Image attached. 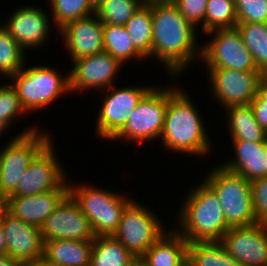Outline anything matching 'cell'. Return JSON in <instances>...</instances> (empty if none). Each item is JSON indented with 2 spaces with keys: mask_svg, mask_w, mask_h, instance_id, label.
Here are the masks:
<instances>
[{
  "mask_svg": "<svg viewBox=\"0 0 267 266\" xmlns=\"http://www.w3.org/2000/svg\"><path fill=\"white\" fill-rule=\"evenodd\" d=\"M152 54L173 79L183 76L189 65L201 59L196 29L172 0H152ZM194 61V62H193Z\"/></svg>",
  "mask_w": 267,
  "mask_h": 266,
  "instance_id": "6da1fadb",
  "label": "cell"
},
{
  "mask_svg": "<svg viewBox=\"0 0 267 266\" xmlns=\"http://www.w3.org/2000/svg\"><path fill=\"white\" fill-rule=\"evenodd\" d=\"M187 93L189 92L179 88L168 99L161 144L174 154L178 152L187 156L204 157L212 150V143L203 116Z\"/></svg>",
  "mask_w": 267,
  "mask_h": 266,
  "instance_id": "7a4b0ae2",
  "label": "cell"
},
{
  "mask_svg": "<svg viewBox=\"0 0 267 266\" xmlns=\"http://www.w3.org/2000/svg\"><path fill=\"white\" fill-rule=\"evenodd\" d=\"M192 189L180 204L174 229L188 243L220 241L230 227L218 196L204 181Z\"/></svg>",
  "mask_w": 267,
  "mask_h": 266,
  "instance_id": "3957f363",
  "label": "cell"
},
{
  "mask_svg": "<svg viewBox=\"0 0 267 266\" xmlns=\"http://www.w3.org/2000/svg\"><path fill=\"white\" fill-rule=\"evenodd\" d=\"M7 80H10L16 89L20 103L27 114H31L32 111H42L55 103L57 98L71 93L69 74L61 75L54 67L44 64L28 68L24 66Z\"/></svg>",
  "mask_w": 267,
  "mask_h": 266,
  "instance_id": "277c9868",
  "label": "cell"
},
{
  "mask_svg": "<svg viewBox=\"0 0 267 266\" xmlns=\"http://www.w3.org/2000/svg\"><path fill=\"white\" fill-rule=\"evenodd\" d=\"M69 183V195L90 220L96 236H111L118 227L122 213L133 200L115 190Z\"/></svg>",
  "mask_w": 267,
  "mask_h": 266,
  "instance_id": "5b68a950",
  "label": "cell"
},
{
  "mask_svg": "<svg viewBox=\"0 0 267 266\" xmlns=\"http://www.w3.org/2000/svg\"><path fill=\"white\" fill-rule=\"evenodd\" d=\"M203 179L218 196L230 228L256 223L250 181L226 170L220 164L211 168Z\"/></svg>",
  "mask_w": 267,
  "mask_h": 266,
  "instance_id": "8992f818",
  "label": "cell"
},
{
  "mask_svg": "<svg viewBox=\"0 0 267 266\" xmlns=\"http://www.w3.org/2000/svg\"><path fill=\"white\" fill-rule=\"evenodd\" d=\"M152 87L134 108L124 128L112 139L141 144L160 139L168 99L179 89L176 86Z\"/></svg>",
  "mask_w": 267,
  "mask_h": 266,
  "instance_id": "52a82bcc",
  "label": "cell"
},
{
  "mask_svg": "<svg viewBox=\"0 0 267 266\" xmlns=\"http://www.w3.org/2000/svg\"><path fill=\"white\" fill-rule=\"evenodd\" d=\"M50 136L28 126L0 149V195L8 197L16 190L31 161L53 140Z\"/></svg>",
  "mask_w": 267,
  "mask_h": 266,
  "instance_id": "ba28073f",
  "label": "cell"
},
{
  "mask_svg": "<svg viewBox=\"0 0 267 266\" xmlns=\"http://www.w3.org/2000/svg\"><path fill=\"white\" fill-rule=\"evenodd\" d=\"M150 210L133 199L124 209L119 227L113 234L136 258L141 257L168 231L157 215Z\"/></svg>",
  "mask_w": 267,
  "mask_h": 266,
  "instance_id": "9c48e42d",
  "label": "cell"
},
{
  "mask_svg": "<svg viewBox=\"0 0 267 266\" xmlns=\"http://www.w3.org/2000/svg\"><path fill=\"white\" fill-rule=\"evenodd\" d=\"M205 35L212 36L206 44L201 45V61L206 69L259 71L236 27L215 29Z\"/></svg>",
  "mask_w": 267,
  "mask_h": 266,
  "instance_id": "30bf717a",
  "label": "cell"
},
{
  "mask_svg": "<svg viewBox=\"0 0 267 266\" xmlns=\"http://www.w3.org/2000/svg\"><path fill=\"white\" fill-rule=\"evenodd\" d=\"M153 86H127L118 88L116 85L111 86L100 93L102 104L96 118V134L99 138L112 139L124 128L127 119L133 113L134 108L138 105L143 96Z\"/></svg>",
  "mask_w": 267,
  "mask_h": 266,
  "instance_id": "8fae6325",
  "label": "cell"
},
{
  "mask_svg": "<svg viewBox=\"0 0 267 266\" xmlns=\"http://www.w3.org/2000/svg\"><path fill=\"white\" fill-rule=\"evenodd\" d=\"M211 93L226 109L233 105H247L257 96L260 71H237L232 69H207Z\"/></svg>",
  "mask_w": 267,
  "mask_h": 266,
  "instance_id": "7c38bea8",
  "label": "cell"
},
{
  "mask_svg": "<svg viewBox=\"0 0 267 266\" xmlns=\"http://www.w3.org/2000/svg\"><path fill=\"white\" fill-rule=\"evenodd\" d=\"M52 140L34 157L10 196H32L58 189L67 179Z\"/></svg>",
  "mask_w": 267,
  "mask_h": 266,
  "instance_id": "4fadbf2b",
  "label": "cell"
},
{
  "mask_svg": "<svg viewBox=\"0 0 267 266\" xmlns=\"http://www.w3.org/2000/svg\"><path fill=\"white\" fill-rule=\"evenodd\" d=\"M73 64L68 72L71 93L87 92L90 89L104 91L115 85V78L118 79L115 76L124 67L106 51L79 58Z\"/></svg>",
  "mask_w": 267,
  "mask_h": 266,
  "instance_id": "5bb4252c",
  "label": "cell"
},
{
  "mask_svg": "<svg viewBox=\"0 0 267 266\" xmlns=\"http://www.w3.org/2000/svg\"><path fill=\"white\" fill-rule=\"evenodd\" d=\"M40 232L43 243L57 239L93 241L96 237L90 220L69 194L47 217Z\"/></svg>",
  "mask_w": 267,
  "mask_h": 266,
  "instance_id": "9a60e30c",
  "label": "cell"
},
{
  "mask_svg": "<svg viewBox=\"0 0 267 266\" xmlns=\"http://www.w3.org/2000/svg\"><path fill=\"white\" fill-rule=\"evenodd\" d=\"M219 242L241 266H267V225L232 227Z\"/></svg>",
  "mask_w": 267,
  "mask_h": 266,
  "instance_id": "2e32d148",
  "label": "cell"
},
{
  "mask_svg": "<svg viewBox=\"0 0 267 266\" xmlns=\"http://www.w3.org/2000/svg\"><path fill=\"white\" fill-rule=\"evenodd\" d=\"M33 6L21 5L17 10L12 11V14L10 13L6 23H2V26L26 52L29 48L37 49L45 45L52 32L50 31L52 19H49L48 12L43 11L39 6Z\"/></svg>",
  "mask_w": 267,
  "mask_h": 266,
  "instance_id": "e0dca14e",
  "label": "cell"
},
{
  "mask_svg": "<svg viewBox=\"0 0 267 266\" xmlns=\"http://www.w3.org/2000/svg\"><path fill=\"white\" fill-rule=\"evenodd\" d=\"M7 254L22 265L43 258L44 243L40 228L6 213L1 222Z\"/></svg>",
  "mask_w": 267,
  "mask_h": 266,
  "instance_id": "ac0fdd59",
  "label": "cell"
},
{
  "mask_svg": "<svg viewBox=\"0 0 267 266\" xmlns=\"http://www.w3.org/2000/svg\"><path fill=\"white\" fill-rule=\"evenodd\" d=\"M103 27L94 13L71 21L59 30L72 61L104 51Z\"/></svg>",
  "mask_w": 267,
  "mask_h": 266,
  "instance_id": "d6986e66",
  "label": "cell"
},
{
  "mask_svg": "<svg viewBox=\"0 0 267 266\" xmlns=\"http://www.w3.org/2000/svg\"><path fill=\"white\" fill-rule=\"evenodd\" d=\"M69 194L66 180L58 189L32 196H8L7 210L12 216L38 228Z\"/></svg>",
  "mask_w": 267,
  "mask_h": 266,
  "instance_id": "ffe728a7",
  "label": "cell"
},
{
  "mask_svg": "<svg viewBox=\"0 0 267 266\" xmlns=\"http://www.w3.org/2000/svg\"><path fill=\"white\" fill-rule=\"evenodd\" d=\"M230 141L235 158L221 163L223 168L243 176L248 181L267 177V142Z\"/></svg>",
  "mask_w": 267,
  "mask_h": 266,
  "instance_id": "44dd1931",
  "label": "cell"
},
{
  "mask_svg": "<svg viewBox=\"0 0 267 266\" xmlns=\"http://www.w3.org/2000/svg\"><path fill=\"white\" fill-rule=\"evenodd\" d=\"M188 242L173 228L166 231L142 256L148 266H184Z\"/></svg>",
  "mask_w": 267,
  "mask_h": 266,
  "instance_id": "7402d4cb",
  "label": "cell"
},
{
  "mask_svg": "<svg viewBox=\"0 0 267 266\" xmlns=\"http://www.w3.org/2000/svg\"><path fill=\"white\" fill-rule=\"evenodd\" d=\"M93 241L57 239L44 242L43 258L57 266H90Z\"/></svg>",
  "mask_w": 267,
  "mask_h": 266,
  "instance_id": "603a6c76",
  "label": "cell"
},
{
  "mask_svg": "<svg viewBox=\"0 0 267 266\" xmlns=\"http://www.w3.org/2000/svg\"><path fill=\"white\" fill-rule=\"evenodd\" d=\"M224 111L230 140L267 142V132L258 124L250 104L229 106Z\"/></svg>",
  "mask_w": 267,
  "mask_h": 266,
  "instance_id": "cb8c5ba5",
  "label": "cell"
},
{
  "mask_svg": "<svg viewBox=\"0 0 267 266\" xmlns=\"http://www.w3.org/2000/svg\"><path fill=\"white\" fill-rule=\"evenodd\" d=\"M135 258L113 235L93 239L90 266H130Z\"/></svg>",
  "mask_w": 267,
  "mask_h": 266,
  "instance_id": "d4e9b609",
  "label": "cell"
},
{
  "mask_svg": "<svg viewBox=\"0 0 267 266\" xmlns=\"http://www.w3.org/2000/svg\"><path fill=\"white\" fill-rule=\"evenodd\" d=\"M104 51L118 60L122 65L126 61L146 60L135 48L129 33L123 25L104 24L103 27ZM137 58V59H136Z\"/></svg>",
  "mask_w": 267,
  "mask_h": 266,
  "instance_id": "484cf974",
  "label": "cell"
},
{
  "mask_svg": "<svg viewBox=\"0 0 267 266\" xmlns=\"http://www.w3.org/2000/svg\"><path fill=\"white\" fill-rule=\"evenodd\" d=\"M152 23V0H149L124 25L135 48L146 59L152 54Z\"/></svg>",
  "mask_w": 267,
  "mask_h": 266,
  "instance_id": "4316f807",
  "label": "cell"
},
{
  "mask_svg": "<svg viewBox=\"0 0 267 266\" xmlns=\"http://www.w3.org/2000/svg\"><path fill=\"white\" fill-rule=\"evenodd\" d=\"M187 262L190 266H241L219 241L189 243Z\"/></svg>",
  "mask_w": 267,
  "mask_h": 266,
  "instance_id": "83f0119b",
  "label": "cell"
},
{
  "mask_svg": "<svg viewBox=\"0 0 267 266\" xmlns=\"http://www.w3.org/2000/svg\"><path fill=\"white\" fill-rule=\"evenodd\" d=\"M236 28L251 52L256 68L267 76V23H237Z\"/></svg>",
  "mask_w": 267,
  "mask_h": 266,
  "instance_id": "f1b7e54d",
  "label": "cell"
},
{
  "mask_svg": "<svg viewBox=\"0 0 267 266\" xmlns=\"http://www.w3.org/2000/svg\"><path fill=\"white\" fill-rule=\"evenodd\" d=\"M26 52L10 33L0 25V73L10 78L26 64Z\"/></svg>",
  "mask_w": 267,
  "mask_h": 266,
  "instance_id": "f546056e",
  "label": "cell"
},
{
  "mask_svg": "<svg viewBox=\"0 0 267 266\" xmlns=\"http://www.w3.org/2000/svg\"><path fill=\"white\" fill-rule=\"evenodd\" d=\"M52 23L58 31L66 24L95 13L90 0H48Z\"/></svg>",
  "mask_w": 267,
  "mask_h": 266,
  "instance_id": "4dcf8cb0",
  "label": "cell"
},
{
  "mask_svg": "<svg viewBox=\"0 0 267 266\" xmlns=\"http://www.w3.org/2000/svg\"><path fill=\"white\" fill-rule=\"evenodd\" d=\"M146 0H105L95 9L103 24L125 25Z\"/></svg>",
  "mask_w": 267,
  "mask_h": 266,
  "instance_id": "1f68e13d",
  "label": "cell"
},
{
  "mask_svg": "<svg viewBox=\"0 0 267 266\" xmlns=\"http://www.w3.org/2000/svg\"><path fill=\"white\" fill-rule=\"evenodd\" d=\"M235 0H208L205 11V33L215 29L235 28Z\"/></svg>",
  "mask_w": 267,
  "mask_h": 266,
  "instance_id": "d6a6232c",
  "label": "cell"
},
{
  "mask_svg": "<svg viewBox=\"0 0 267 266\" xmlns=\"http://www.w3.org/2000/svg\"><path fill=\"white\" fill-rule=\"evenodd\" d=\"M27 114L20 103L16 89L11 83L0 86V121L8 128L13 120L19 116Z\"/></svg>",
  "mask_w": 267,
  "mask_h": 266,
  "instance_id": "836d02e7",
  "label": "cell"
},
{
  "mask_svg": "<svg viewBox=\"0 0 267 266\" xmlns=\"http://www.w3.org/2000/svg\"><path fill=\"white\" fill-rule=\"evenodd\" d=\"M237 23H267V0H235Z\"/></svg>",
  "mask_w": 267,
  "mask_h": 266,
  "instance_id": "e575fe53",
  "label": "cell"
},
{
  "mask_svg": "<svg viewBox=\"0 0 267 266\" xmlns=\"http://www.w3.org/2000/svg\"><path fill=\"white\" fill-rule=\"evenodd\" d=\"M178 7L181 15L195 28L201 26L205 34V11L208 0H172ZM198 24V25H197Z\"/></svg>",
  "mask_w": 267,
  "mask_h": 266,
  "instance_id": "d590c367",
  "label": "cell"
},
{
  "mask_svg": "<svg viewBox=\"0 0 267 266\" xmlns=\"http://www.w3.org/2000/svg\"><path fill=\"white\" fill-rule=\"evenodd\" d=\"M256 223L267 225V177L250 181Z\"/></svg>",
  "mask_w": 267,
  "mask_h": 266,
  "instance_id": "8d00e7d4",
  "label": "cell"
},
{
  "mask_svg": "<svg viewBox=\"0 0 267 266\" xmlns=\"http://www.w3.org/2000/svg\"><path fill=\"white\" fill-rule=\"evenodd\" d=\"M258 124L267 132V105L258 96L250 103Z\"/></svg>",
  "mask_w": 267,
  "mask_h": 266,
  "instance_id": "74e56055",
  "label": "cell"
},
{
  "mask_svg": "<svg viewBox=\"0 0 267 266\" xmlns=\"http://www.w3.org/2000/svg\"><path fill=\"white\" fill-rule=\"evenodd\" d=\"M257 96L265 102V105H267V76H264L259 83L258 90H257Z\"/></svg>",
  "mask_w": 267,
  "mask_h": 266,
  "instance_id": "f35d334b",
  "label": "cell"
},
{
  "mask_svg": "<svg viewBox=\"0 0 267 266\" xmlns=\"http://www.w3.org/2000/svg\"><path fill=\"white\" fill-rule=\"evenodd\" d=\"M0 266H23L19 261L8 254L0 256Z\"/></svg>",
  "mask_w": 267,
  "mask_h": 266,
  "instance_id": "ab89813d",
  "label": "cell"
},
{
  "mask_svg": "<svg viewBox=\"0 0 267 266\" xmlns=\"http://www.w3.org/2000/svg\"><path fill=\"white\" fill-rule=\"evenodd\" d=\"M7 254V244L5 240V234L0 224V256Z\"/></svg>",
  "mask_w": 267,
  "mask_h": 266,
  "instance_id": "60d3db41",
  "label": "cell"
},
{
  "mask_svg": "<svg viewBox=\"0 0 267 266\" xmlns=\"http://www.w3.org/2000/svg\"><path fill=\"white\" fill-rule=\"evenodd\" d=\"M7 212V197L0 195V224Z\"/></svg>",
  "mask_w": 267,
  "mask_h": 266,
  "instance_id": "b9f144b4",
  "label": "cell"
},
{
  "mask_svg": "<svg viewBox=\"0 0 267 266\" xmlns=\"http://www.w3.org/2000/svg\"><path fill=\"white\" fill-rule=\"evenodd\" d=\"M23 266H57L47 262L44 258L38 259L34 262L24 264Z\"/></svg>",
  "mask_w": 267,
  "mask_h": 266,
  "instance_id": "7bdbcfd3",
  "label": "cell"
},
{
  "mask_svg": "<svg viewBox=\"0 0 267 266\" xmlns=\"http://www.w3.org/2000/svg\"><path fill=\"white\" fill-rule=\"evenodd\" d=\"M130 266H148L146 264V262L141 258H135L132 262Z\"/></svg>",
  "mask_w": 267,
  "mask_h": 266,
  "instance_id": "ee69618b",
  "label": "cell"
},
{
  "mask_svg": "<svg viewBox=\"0 0 267 266\" xmlns=\"http://www.w3.org/2000/svg\"><path fill=\"white\" fill-rule=\"evenodd\" d=\"M8 129L9 128L2 121H0V137L3 136Z\"/></svg>",
  "mask_w": 267,
  "mask_h": 266,
  "instance_id": "f6af8a7d",
  "label": "cell"
},
{
  "mask_svg": "<svg viewBox=\"0 0 267 266\" xmlns=\"http://www.w3.org/2000/svg\"><path fill=\"white\" fill-rule=\"evenodd\" d=\"M105 0H90L94 9L100 6Z\"/></svg>",
  "mask_w": 267,
  "mask_h": 266,
  "instance_id": "bcb514c9",
  "label": "cell"
}]
</instances>
